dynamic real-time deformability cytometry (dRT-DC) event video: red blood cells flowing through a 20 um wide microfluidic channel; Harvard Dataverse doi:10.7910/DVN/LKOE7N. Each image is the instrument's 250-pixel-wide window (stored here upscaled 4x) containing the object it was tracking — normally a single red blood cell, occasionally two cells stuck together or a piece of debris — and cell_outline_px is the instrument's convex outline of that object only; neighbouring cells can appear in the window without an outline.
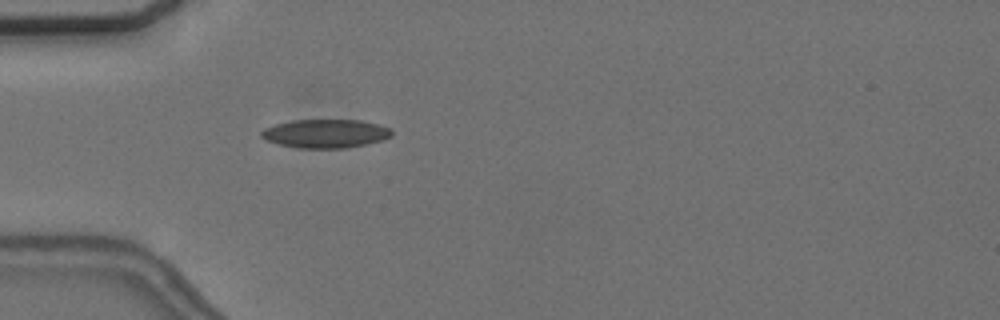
{"species": "common noctule bat (a hibernating species)", "species_latin": "Nyctalus noctula", "temperature_condition": "cold", "stored_images_in_passage": 50, "camera_frame_rate_fps": 3000, "um_per_image_px": 0.085, "animal": {"sex": "female", "body_mass_g": 24.6, "forearm_length_mm": 56.2}, "frame": {"image": 1, "passage_image": 11, "time_ms": 3.333, "image_size_px": [1000, 320], "cell_outline_px": [[392, 136], [384, 140], [344, 148], [296, 148], [264, 140], [260, 136], [260, 132], [264, 128], [276, 124], [292, 120], [360, 120], [392, 128]], "centroid_in_image_um": [27.65, 11.35], "position_along_channel_um": 57.3, "area_um2": 21.79}}
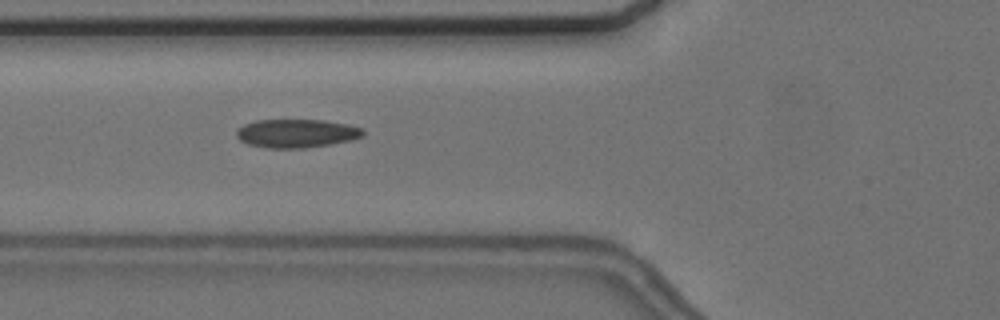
{"frame": {"image": 2, "passage_image": 15, "time_ms": 4.667, "image_size_px": [1000, 320], "cell_outline_px": [[364, 136], [352, 140], [304, 148], [268, 148], [248, 144], [240, 140], [236, 136], [236, 132], [244, 124], [256, 120], [324, 120], [348, 124], [364, 128]], "centroid_in_image_um": [25.23, 11.33], "position_along_channel_um": 100.6, "area_um2": 21.04}}
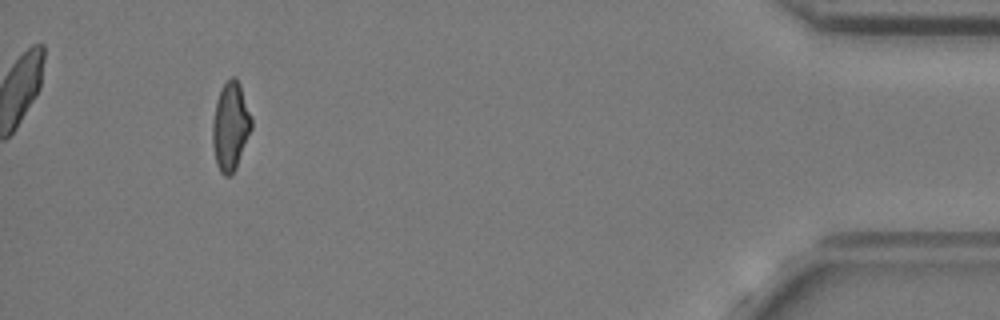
{"frame": {"image": 3, "passage_image": 46, "time_ms": 15.0, "image_size_px": [1000, 320], "cell_outline_px": [[252, 128], [236, 168], [232, 176], [224, 176], [220, 172], [216, 164], [212, 144], [212, 120], [216, 100], [224, 84], [232, 76], [236, 76], [240, 84], [252, 120]], "centroid_in_image_um": [19.57, 10.77], "position_along_channel_um": 415.6, "area_um2": 20.11}, "authors_computed_cell_mechanics": {"area_um2": 20.2589, "velocity_mm_per_s": 3.6928, "shape_relaxation_time_tau1_ms": 9.7222, "shape_relaxation_time_tau2_ms": 3.3741, "deformation_change_tau1": 0.1758, "deformation_change_tau2": 0.1051}}